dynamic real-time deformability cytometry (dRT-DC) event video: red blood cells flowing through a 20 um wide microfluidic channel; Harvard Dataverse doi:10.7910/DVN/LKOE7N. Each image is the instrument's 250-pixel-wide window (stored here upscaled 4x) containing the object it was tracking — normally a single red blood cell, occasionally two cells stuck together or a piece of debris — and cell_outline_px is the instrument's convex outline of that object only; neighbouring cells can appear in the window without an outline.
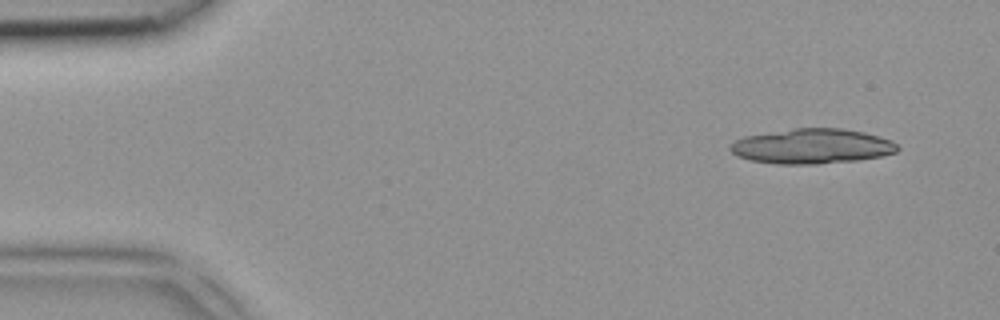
{"species": "common noctule bat (a hibernating species)", "species_latin": "Nyctalus noctula", "temperature_condition": "room temperature", "stored_images_in_passage": 6, "camera_frame_rate_fps": 3000, "um_per_image_px": 0.085, "animal": {"sex": "female", "body_mass_g": 18.4}, "frame": {"image": 1, "passage_image": 1, "time_ms": 0.0, "image_size_px": [1000, 320], "cell_outline_px": [[900, 148], [896, 152], [880, 156], [856, 160], [816, 164], [776, 164], [752, 160], [736, 156], [728, 148], [736, 140], [744, 136], [796, 128], [840, 128], [864, 132], [880, 136], [892, 140]], "centroid_in_image_um": [69.03, 12.43], "position_along_channel_um": 16.0, "area_um2": 33.99}}